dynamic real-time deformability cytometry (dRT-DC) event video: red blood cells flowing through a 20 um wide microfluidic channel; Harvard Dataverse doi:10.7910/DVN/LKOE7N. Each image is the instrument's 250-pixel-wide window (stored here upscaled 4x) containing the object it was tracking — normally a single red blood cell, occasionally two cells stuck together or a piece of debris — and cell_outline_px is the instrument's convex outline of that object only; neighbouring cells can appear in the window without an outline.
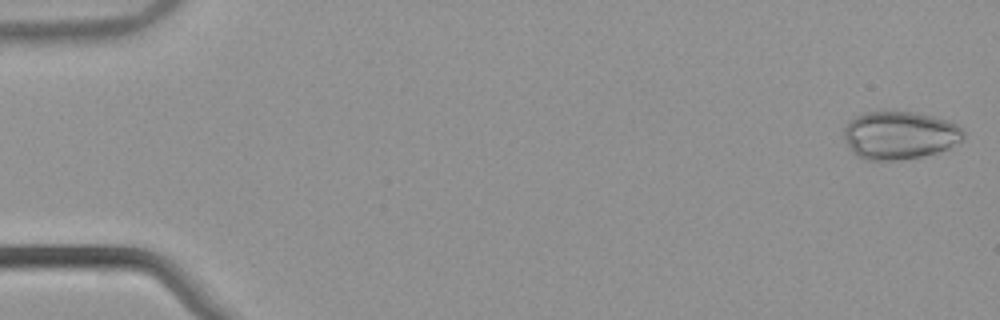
{"species": "common noctule bat (a hibernating species)", "species_latin": "Nyctalus noctula", "temperature_condition": "warm", "stored_images_in_passage": 53, "camera_frame_rate_fps": 3000, "um_per_image_px": 0.085, "animal": {"sex": "male", "body_mass_g": 21.5, "forearm_length_mm": 52.0}, "frame": {"image": 1, "passage_image": 1, "time_ms": 0.0, "image_size_px": [1000, 320], "cell_outline_px": [[964, 136], [960, 140], [948, 148], [936, 152], [920, 156], [900, 160], [864, 160], [856, 156], [852, 152], [844, 136], [844, 128], [848, 120], [856, 116], [868, 112], [912, 112], [932, 116], [948, 120], [956, 124], [964, 132]], "centroid_in_image_um": [76.43, 11.5], "position_along_channel_um": 8.6, "area_um2": 33.18}}
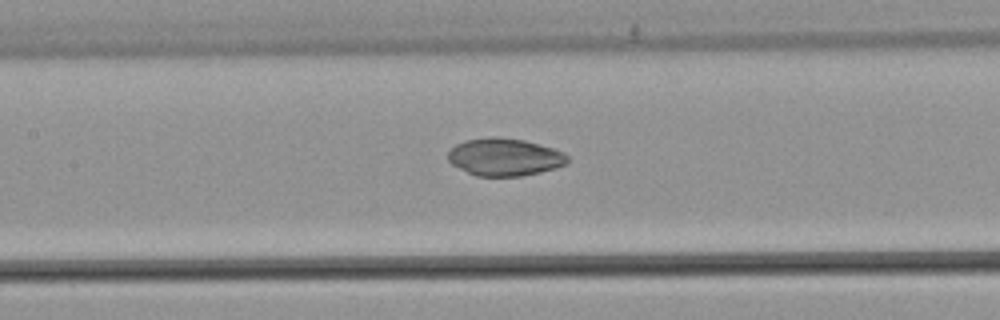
{"frame": {"image": 2, "passage_image": 25, "time_ms": 8.0, "image_size_px": [1000, 320], "cell_outline_px": [[568, 164], [556, 168], [540, 172], [520, 176], [476, 176], [452, 164], [448, 160], [448, 152], [456, 144], [464, 140], [492, 136], [496, 136], [524, 140], [552, 148], [564, 152], [568, 156]], "centroid_in_image_um": [42.9, 13.34], "position_along_channel_um": 164.5, "area_um2": 26.18}}
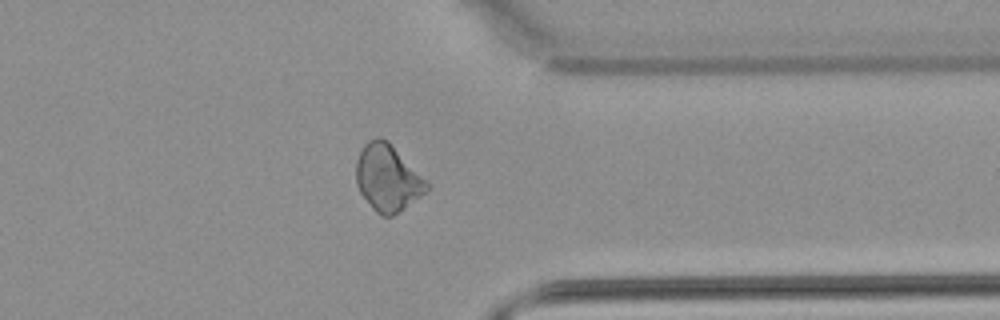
{"frame": {"image": 3, "passage_image": 42, "time_ms": 13.667, "image_size_px": [1000, 320], "cell_outline_px": [[428, 188], [420, 196], [404, 208], [392, 216], [380, 216], [372, 208], [360, 192], [356, 184], [356, 160], [364, 144], [368, 140], [376, 136], [380, 136], [388, 140], [428, 184]], "centroid_in_image_um": [32.89, 15.11], "position_along_channel_um": 378.5, "area_um2": 26.99}, "authors_computed_cell_mechanics": {"area_um2": 28.4376, "velocity_mm_per_s": 3.8736, "shape_relaxation_time_tau1_ms": 9.2366, "shape_relaxation_time_tau2_ms": 8.378, "deformation_change_tau1": 0.1081, "deformation_change_tau2": 0.0869}}